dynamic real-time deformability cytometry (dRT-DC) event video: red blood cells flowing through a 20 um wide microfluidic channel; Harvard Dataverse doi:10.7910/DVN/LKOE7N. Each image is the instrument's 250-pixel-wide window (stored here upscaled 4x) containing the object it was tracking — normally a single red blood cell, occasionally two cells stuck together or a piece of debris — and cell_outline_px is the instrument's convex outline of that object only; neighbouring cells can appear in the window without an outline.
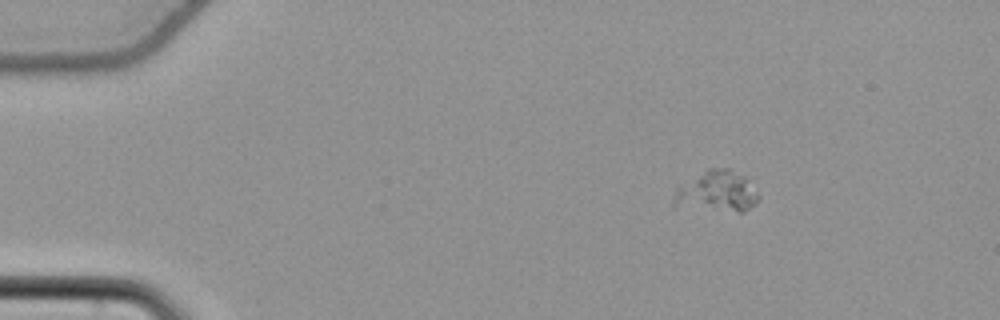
{"species": "common noctule bat (a hibernating species)", "species_latin": "Nyctalus noctula", "temperature_condition": "cold", "stored_images_in_passage": 48, "camera_frame_rate_fps": 3000, "um_per_image_px": 0.085, "animal": {"sex": "female", "body_mass_g": 22.7, "forearm_length_mm": 54.2}, "frame": {"image": 1, "passage_image": 1, "time_ms": 0.0, "image_size_px": [1000, 320], "cell_outline_px": [[760, 200], [756, 204], [744, 212], [740, 212], [672, 208], [672, 204], [676, 188], [680, 184], [708, 168], [728, 168], [744, 176], [760, 196]], "centroid_in_image_um": [60.88, 16.32], "position_along_channel_um": 24.1, "area_um2": 20.87}}
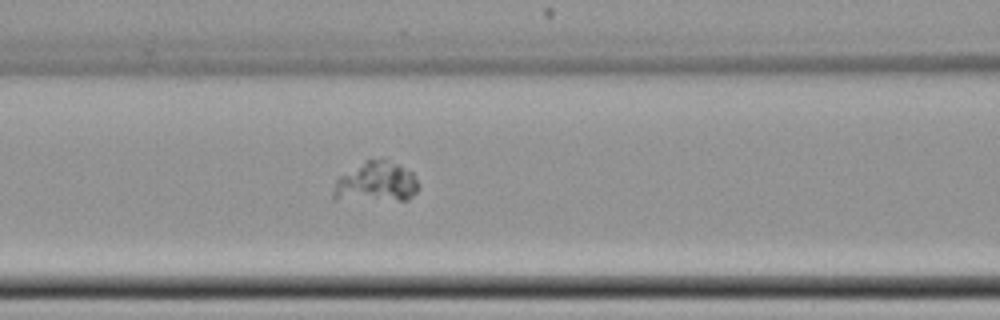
{"frame": {"image": 2, "passage_image": 17, "time_ms": 5.333, "image_size_px": [1000, 320], "cell_outline_px": [[420, 188], [408, 200], [332, 200], [332, 192], [336, 180], [340, 176], [368, 160], [384, 160], [400, 164], [412, 172], [420, 184]], "centroid_in_image_um": [31.99, 15.52], "position_along_channel_um": 134.6, "area_um2": 20.06}}
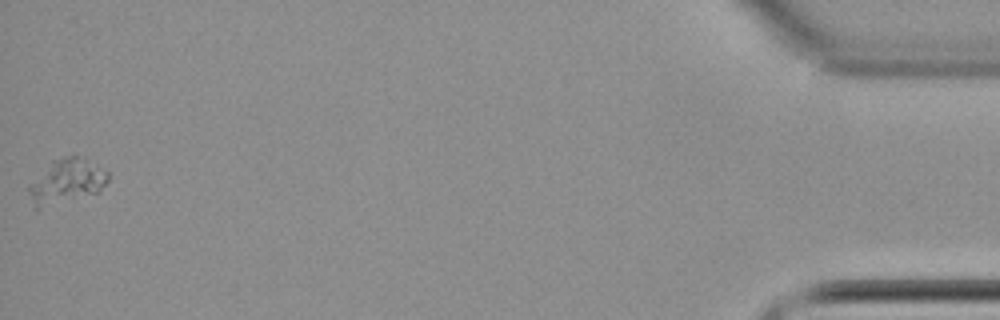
{"frame": {"image": 3, "passage_image": 48, "time_ms": 15.667, "image_size_px": [1000, 320], "cell_outline_px": [[108, 180], [100, 192], [36, 208], [28, 192], [28, 188], [52, 160], [68, 156], [76, 156], [108, 172]], "centroid_in_image_um": [5.68, 15.41], "position_along_channel_um": 429.5, "area_um2": 19.42}}